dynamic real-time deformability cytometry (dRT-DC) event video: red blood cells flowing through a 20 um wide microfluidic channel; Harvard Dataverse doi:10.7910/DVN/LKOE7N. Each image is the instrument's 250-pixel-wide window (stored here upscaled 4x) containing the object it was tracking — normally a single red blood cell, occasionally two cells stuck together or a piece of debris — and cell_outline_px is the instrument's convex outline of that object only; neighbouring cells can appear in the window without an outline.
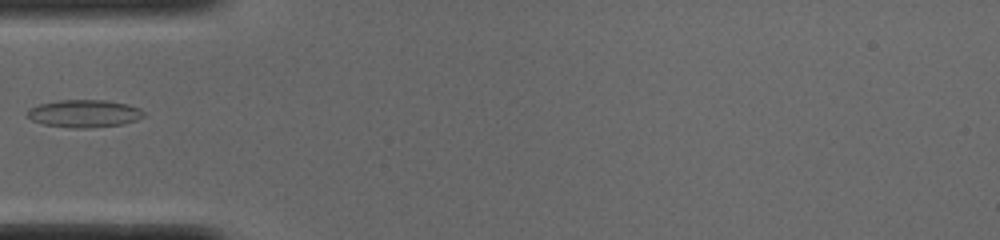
{"species": "common noctule bat (a hibernating species)", "species_latin": "Nyctalus noctula", "temperature_condition": "cold", "stored_images_in_passage": 36, "camera_frame_rate_fps": 3000, "um_per_image_px": 0.085, "animal": {"sex": "male", "body_mass_g": 19.0, "forearm_length_mm": 50.8}, "frame": {"image": 1, "passage_image": 1, "time_ms": 0.0, "image_size_px": [1000, 240], "cell_outline_px": [[144, 116], [136, 120], [124, 124], [88, 128], [72, 128], [44, 124], [32, 120], [28, 116], [28, 108], [40, 104], [60, 100], [104, 100], [128, 104], [140, 108], [144, 112]], "centroid_in_image_um": [7.18, 9.65], "position_along_channel_um": 77.8, "area_um2": 18.67}}
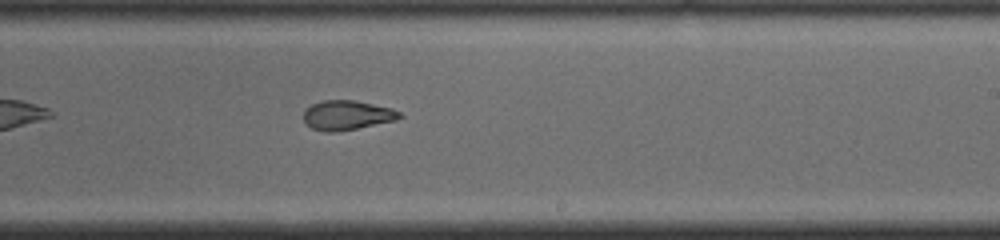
{"frame": {"image": 2, "passage_image": 15, "time_ms": 4.667, "image_size_px": [1000, 240], "cell_outline_px": [[404, 116], [396, 120], [336, 132], [324, 132], [312, 128], [304, 120], [304, 108], [312, 104], [324, 100], [352, 100], [392, 108], [400, 112]], "centroid_in_image_um": [29.49, 9.79], "position_along_channel_um": 259.5, "area_um2": 16.42}}
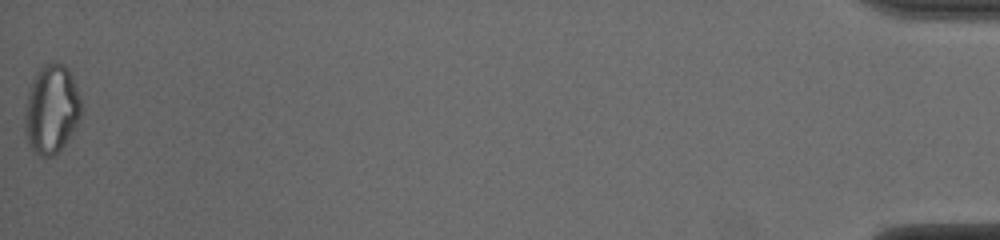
{"frame": {"image": 3, "passage_image": 36, "time_ms": 11.667, "image_size_px": [1000, 240], "cell_outline_px": [[80, 116], [76, 124], [64, 144], [52, 156], [40, 156], [28, 144], [24, 128], [24, 112], [28, 92], [32, 80], [36, 72], [44, 64], [52, 60], [64, 64], [72, 72], [80, 96]], "centroid_in_image_um": [4.36, 9.21], "position_along_channel_um": 430.8, "area_um2": 29.25}}